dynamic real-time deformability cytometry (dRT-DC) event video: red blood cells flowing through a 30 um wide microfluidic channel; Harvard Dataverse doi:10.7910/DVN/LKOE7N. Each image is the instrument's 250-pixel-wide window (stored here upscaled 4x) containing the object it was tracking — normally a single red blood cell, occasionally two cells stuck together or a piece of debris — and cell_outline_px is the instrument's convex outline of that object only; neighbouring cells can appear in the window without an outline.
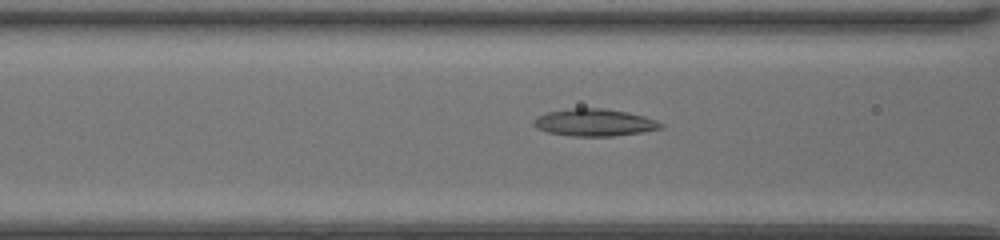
{"species": "common noctule bat (a hibernating species)", "species_latin": "Nyctalus noctula", "temperature_condition": "room temperature", "stored_images_in_passage": 52, "camera_frame_rate_fps": 3000, "um_per_image_px": 0.085, "animal": {"sex": "female", "body_mass_g": 20.0, "forearm_length_mm": 54.0}, "frame": {"image": 1, "passage_image": 24, "time_ms": 7.667, "image_size_px": [1000, 240], "cell_outline_px": [[664, 128], [640, 132], [612, 136], [572, 136], [548, 132], [536, 128], [532, 124], [532, 120], [536, 116], [548, 112], [572, 108], [604, 108], [628, 112], [644, 116], [656, 120], [664, 124]], "centroid_in_image_um": [50.51, 10.41], "position_along_channel_um": 116.1, "area_um2": 20.23}}
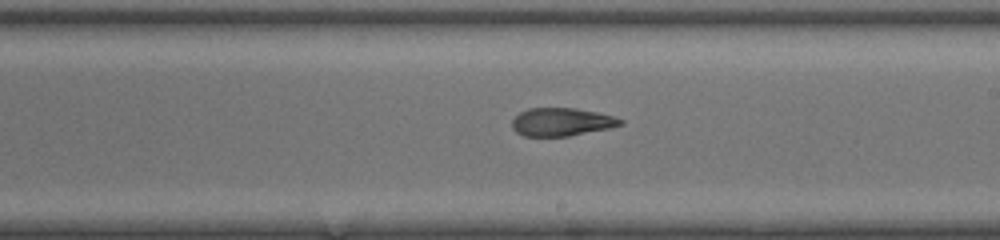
{"frame": {"image": 2, "passage_image": 33, "time_ms": 10.667, "image_size_px": [1000, 240], "cell_outline_px": [[624, 124], [608, 128], [568, 136], [524, 136], [516, 132], [512, 128], [512, 120], [520, 112], [528, 108], [576, 108], [596, 112], [612, 116], [624, 120]], "centroid_in_image_um": [47.71, 10.36], "position_along_channel_um": 241.3, "area_um2": 17.63}}
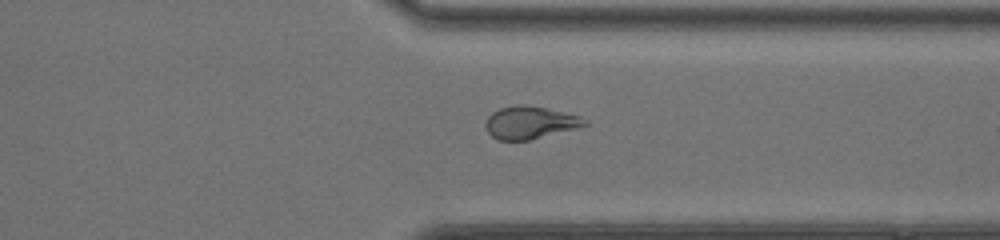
{"frame": {"image": 3, "passage_image": 42, "time_ms": 13.667, "image_size_px": [1000, 240], "cell_outline_px": [[588, 124], [528, 140], [500, 140], [492, 136], [484, 128], [484, 124], [488, 116], [492, 112], [500, 108], [516, 104], [524, 104], [544, 108], [580, 116], [588, 120]], "centroid_in_image_um": [44.98, 10.4], "position_along_channel_um": 366.4, "area_um2": 18.5}, "authors_computed_cell_mechanics": {"area_um2": 20.23, "velocity_mm_per_s": 4.1775, "shape_relaxation_time_tau1_ms": null, "shape_relaxation_time_tau2_ms": 2.2851, "deformation_change_tau1": null, "deformation_change_tau2": 0.1121}}